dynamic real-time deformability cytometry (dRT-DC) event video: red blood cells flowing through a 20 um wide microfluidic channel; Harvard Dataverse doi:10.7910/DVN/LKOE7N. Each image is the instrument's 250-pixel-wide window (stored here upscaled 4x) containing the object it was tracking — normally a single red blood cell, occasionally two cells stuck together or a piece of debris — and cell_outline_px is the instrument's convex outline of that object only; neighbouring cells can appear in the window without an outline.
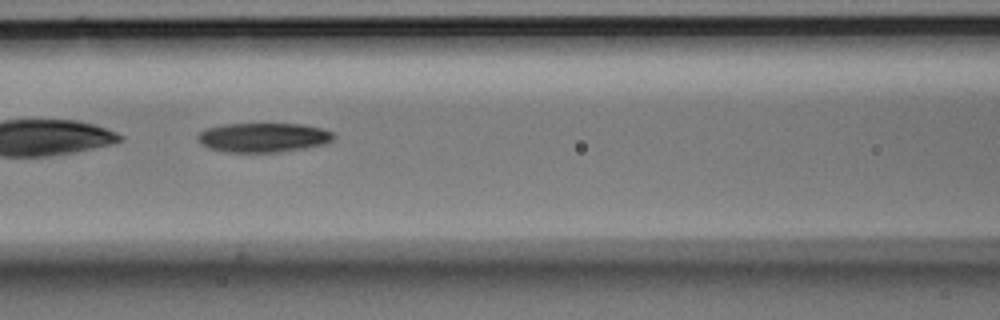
{"species": "Egyptian fruit bat (a non-hibernating species)", "species_latin": "Rousettus aegyptiacus", "temperature_condition": "room temperature", "stored_images_in_passage": 36, "camera_frame_rate_fps": 3000, "um_per_image_px": 0.085, "animal": {"sex": "male"}, "frame": {"image": 1, "passage_image": 23, "time_ms": 7.333, "image_size_px": [1000, 320], "cell_outline_px": [[336, 136], [332, 140], [324, 144], [304, 148], [280, 152], [224, 152], [208, 148], [200, 144], [196, 140], [196, 136], [204, 128], [224, 124], [304, 124], [320, 128], [332, 132]], "centroid_in_image_um": [22.32, 11.69], "position_along_channel_um": 144.3, "area_um2": 23.47}}
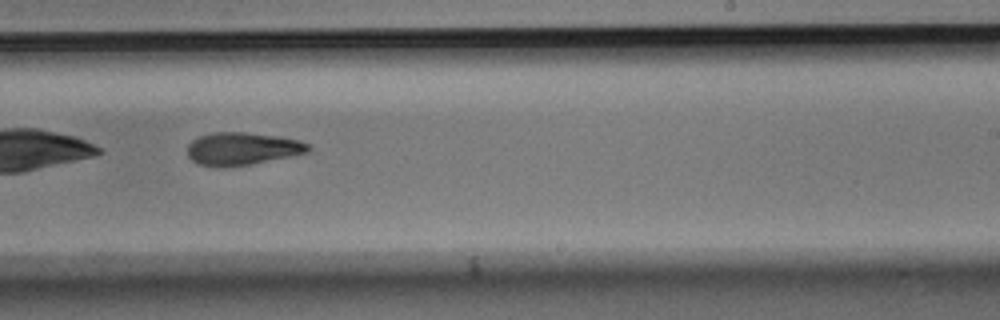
{"frame": {"image": 2, "passage_image": 33, "time_ms": 10.667, "image_size_px": [1000, 320], "cell_outline_px": [[312, 148], [308, 152], [252, 164], [224, 168], [220, 168], [196, 164], [188, 156], [188, 144], [192, 140], [200, 136], [212, 132], [244, 132], [280, 136], [300, 140], [308, 144]], "centroid_in_image_um": [20.57, 12.65], "position_along_channel_um": 268.4, "area_um2": 23.29}}